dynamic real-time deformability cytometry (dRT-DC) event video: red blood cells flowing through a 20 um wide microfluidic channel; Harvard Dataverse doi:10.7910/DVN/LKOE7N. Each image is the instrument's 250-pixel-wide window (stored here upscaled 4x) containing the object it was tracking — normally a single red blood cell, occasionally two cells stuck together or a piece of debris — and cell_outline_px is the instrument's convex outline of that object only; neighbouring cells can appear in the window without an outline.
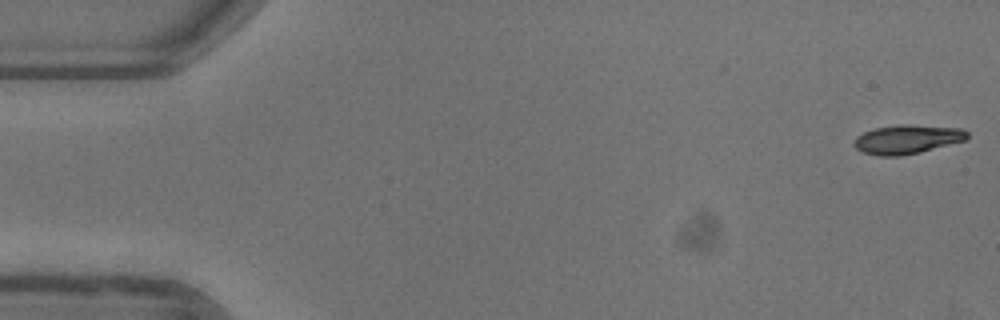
{"species": "common noctule bat (a hibernating species)", "species_latin": "Nyctalus noctula", "temperature_condition": "warm", "stored_images_in_passage": 52, "camera_frame_rate_fps": 3000, "um_per_image_px": 0.085, "animal": {"sex": "female"}, "frame": {"image": 1, "passage_image": 1, "time_ms": 0.0, "image_size_px": [1000, 320], "cell_outline_px": [[968, 136], [964, 140], [920, 152], [900, 156], [880, 156], [864, 152], [856, 148], [852, 144], [856, 136], [864, 132], [876, 128], [900, 124], [904, 124], [964, 128], [968, 132]], "centroid_in_image_um": [77.1, 11.83], "position_along_channel_um": 7.9, "area_um2": 19.02}}
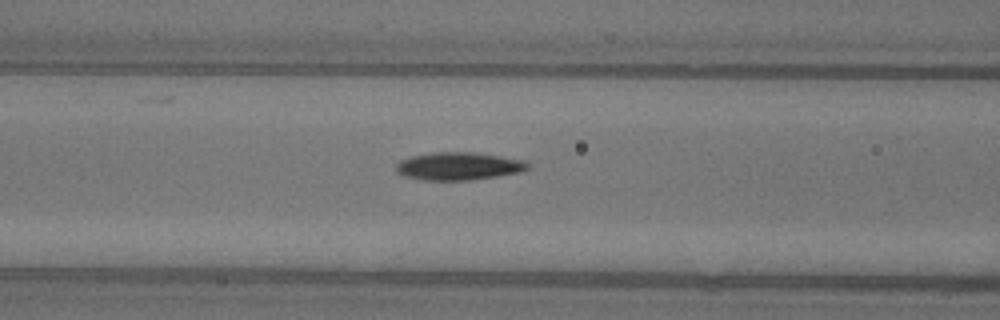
{"frame": {"image": 2, "passage_image": 21, "time_ms": 6.667, "image_size_px": [1000, 320], "cell_outline_px": [[528, 168], [524, 172], [468, 180], [424, 180], [404, 176], [396, 172], [396, 164], [400, 160], [412, 156], [436, 152], [472, 152], [500, 156], [524, 160], [528, 164]], "centroid_in_image_um": [38.98, 14.12], "position_along_channel_um": 127.6, "area_um2": 21.27}}
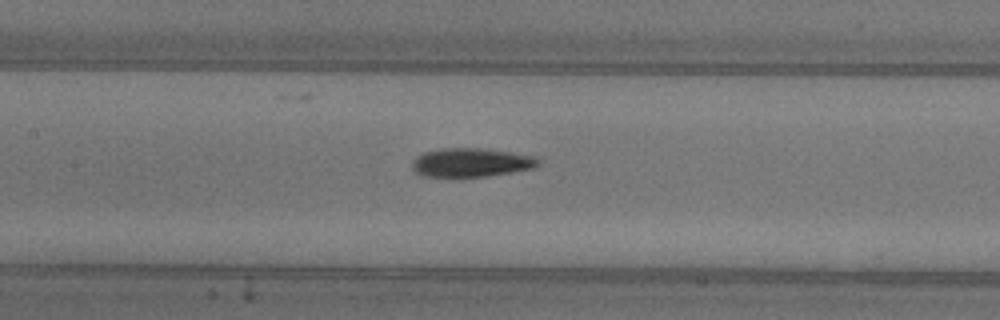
{"frame": {"image": 3, "passage_image": 24, "time_ms": 7.667, "image_size_px": [1000, 320], "cell_outline_px": [[540, 164], [532, 168], [512, 172], [484, 176], [420, 176], [412, 168], [412, 160], [416, 156], [424, 152], [440, 148], [480, 148], [512, 152], [536, 156], [540, 160]], "centroid_in_image_um": [40.04, 13.8], "position_along_channel_um": 167.4, "area_um2": 21.15}, "authors_computed_cell_mechanics": {"area_um2": 20.3456, "velocity_mm_per_s": 3.9545, "shape_relaxation_time_tau1_ms": 6.0892, "shape_relaxation_time_tau2_ms": 3.7014, "deformation_change_tau1": 0.1987, "deformation_change_tau2": 0.1018}}